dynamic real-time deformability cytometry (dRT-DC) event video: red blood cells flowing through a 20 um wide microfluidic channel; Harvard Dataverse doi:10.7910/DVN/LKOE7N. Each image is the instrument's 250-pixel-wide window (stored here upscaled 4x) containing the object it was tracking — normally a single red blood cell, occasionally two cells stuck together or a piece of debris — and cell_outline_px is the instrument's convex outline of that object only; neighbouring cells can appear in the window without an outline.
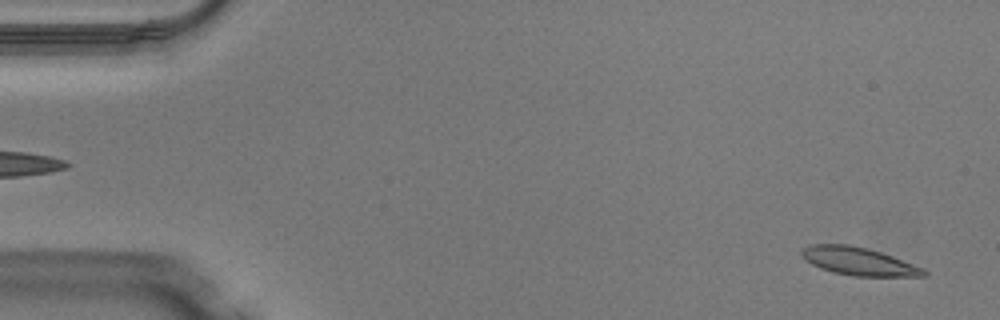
{"species": "Egyptian fruit bat (a non-hibernating species)", "species_latin": "Rousettus aegyptiacus", "temperature_condition": "warm", "stored_images_in_passage": 50, "camera_frame_rate_fps": 3000, "um_per_image_px": 0.085, "animal": {"sex": "male"}, "frame": {"image": 1, "passage_image": 2, "time_ms": 0.333, "image_size_px": [1000, 320], "cell_outline_px": [[928, 276], [852, 276], [832, 272], [820, 268], [812, 264], [800, 256], [800, 252], [804, 248], [812, 244], [848, 244], [868, 248], [892, 256], [924, 268], [928, 272]], "centroid_in_image_um": [72.98, 22.21], "position_along_channel_um": 12.0, "area_um2": 19.94}}
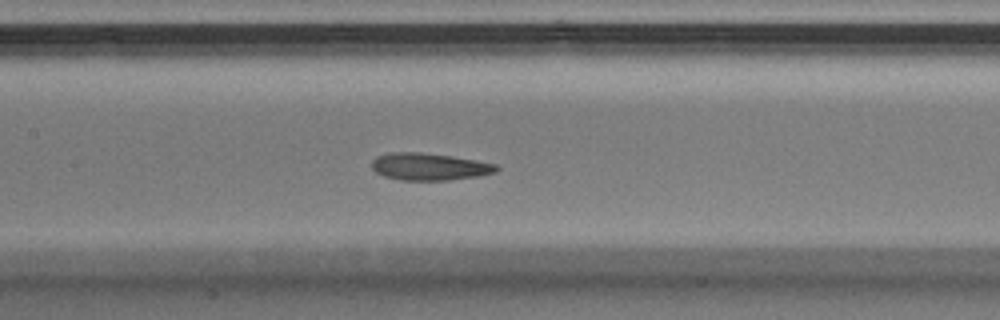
{"frame": {"image": 2, "passage_image": 23, "time_ms": 7.333, "image_size_px": [1000, 320], "cell_outline_px": [[500, 168], [496, 172], [480, 176], [448, 180], [400, 180], [384, 176], [376, 172], [372, 168], [372, 160], [376, 156], [392, 152], [420, 152], [452, 156], [476, 160], [496, 164]], "centroid_in_image_um": [36.5, 14.16], "position_along_channel_um": 170.9, "area_um2": 19.83}}
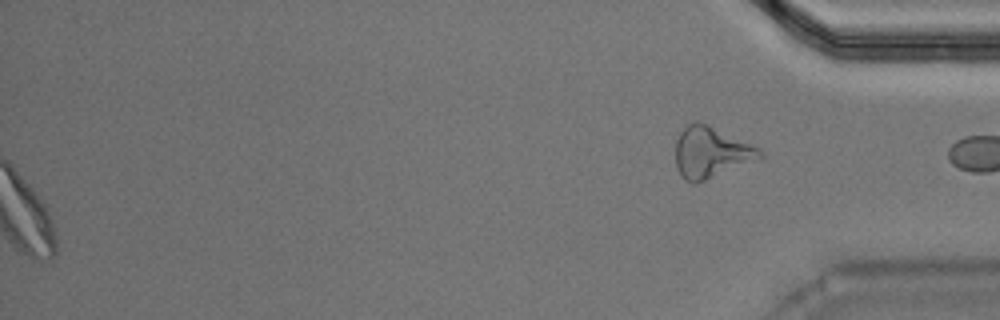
{"frame": {"image": 3, "passage_image": 50, "time_ms": 16.333, "image_size_px": [1000, 320], "cell_outline_px": [[764, 156], [696, 184], [692, 184], [684, 180], [676, 168], [676, 140], [680, 132], [688, 124], [696, 120], [708, 124], [760, 148], [764, 152]], "centroid_in_image_um": [60.4, 12.95], "position_along_channel_um": 374.8, "area_um2": 25.03}, "authors_computed_cell_mechanics": {"area_um2": 20.23, "velocity_mm_per_s": 4.0589, "shape_relaxation_time_tau1_ms": 3.5316, "shape_relaxation_time_tau2_ms": 2.2945, "deformation_change_tau1": 0.1243, "deformation_change_tau2": 0.0956}}